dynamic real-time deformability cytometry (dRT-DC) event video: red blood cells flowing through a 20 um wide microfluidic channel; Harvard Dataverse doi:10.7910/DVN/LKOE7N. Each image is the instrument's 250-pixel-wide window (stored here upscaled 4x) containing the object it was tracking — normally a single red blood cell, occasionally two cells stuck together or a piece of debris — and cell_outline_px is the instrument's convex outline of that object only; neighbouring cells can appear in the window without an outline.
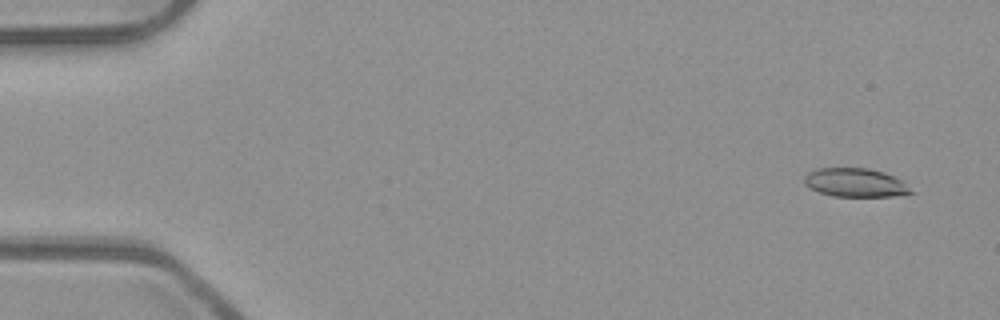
{"species": "common noctule bat (a hibernating species)", "species_latin": "Nyctalus noctula", "temperature_condition": "room temperature", "stored_images_in_passage": 54, "camera_frame_rate_fps": 3000, "um_per_image_px": 0.085, "animal": {"sex": "male", "body_mass_g": 23.1, "forearm_length_mm": 52.7}, "frame": {"image": 1, "passage_image": 4, "time_ms": 1.0, "image_size_px": [1000, 320], "cell_outline_px": [[916, 192], [892, 196], [832, 196], [820, 192], [804, 184], [804, 176], [808, 172], [816, 168], [868, 168], [884, 172], [900, 180]], "centroid_in_image_um": [72.68, 15.52], "position_along_channel_um": 12.3, "area_um2": 17.69}}
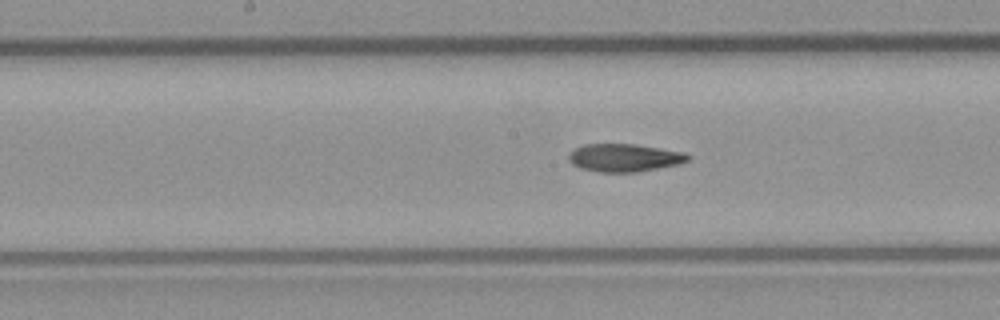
{"frame": {"image": 2, "passage_image": 28, "time_ms": 9.0, "image_size_px": [1000, 320], "cell_outline_px": [[692, 156], [688, 160], [676, 164], [636, 172], [600, 172], [580, 168], [572, 164], [568, 160], [568, 156], [576, 148], [584, 144], [636, 144], [684, 152]], "centroid_in_image_um": [53.05, 13.4], "position_along_channel_um": 195.1, "area_um2": 19.19}}
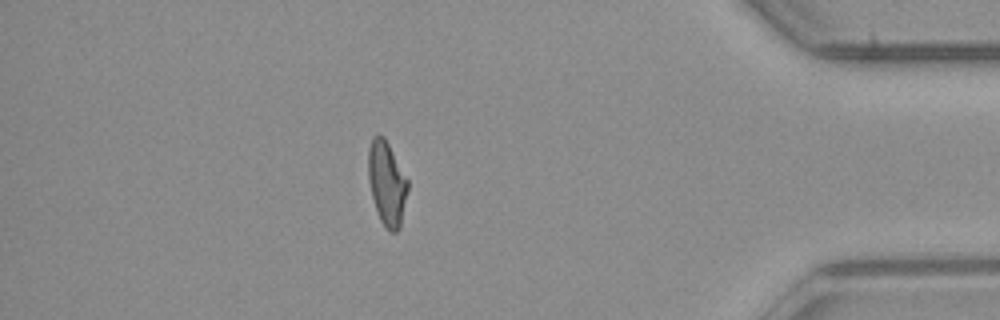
{"frame": {"image": 3, "passage_image": 47, "time_ms": 15.333, "image_size_px": [1000, 320], "cell_outline_px": [[408, 188], [400, 228], [396, 232], [388, 232], [380, 220], [372, 196], [368, 180], [368, 148], [372, 136], [380, 132], [384, 136], [408, 180]], "centroid_in_image_um": [32.87, 15.56], "position_along_channel_um": 402.3, "area_um2": 19.48}, "authors_computed_cell_mechanics": {"area_um2": 19.3341, "velocity_mm_per_s": 3.9488, "shape_relaxation_time_tau1_ms": 7.4624, "shape_relaxation_time_tau2_ms": 5.5938, "deformation_change_tau1": 0.225, "deformation_change_tau2": 0.1344}}